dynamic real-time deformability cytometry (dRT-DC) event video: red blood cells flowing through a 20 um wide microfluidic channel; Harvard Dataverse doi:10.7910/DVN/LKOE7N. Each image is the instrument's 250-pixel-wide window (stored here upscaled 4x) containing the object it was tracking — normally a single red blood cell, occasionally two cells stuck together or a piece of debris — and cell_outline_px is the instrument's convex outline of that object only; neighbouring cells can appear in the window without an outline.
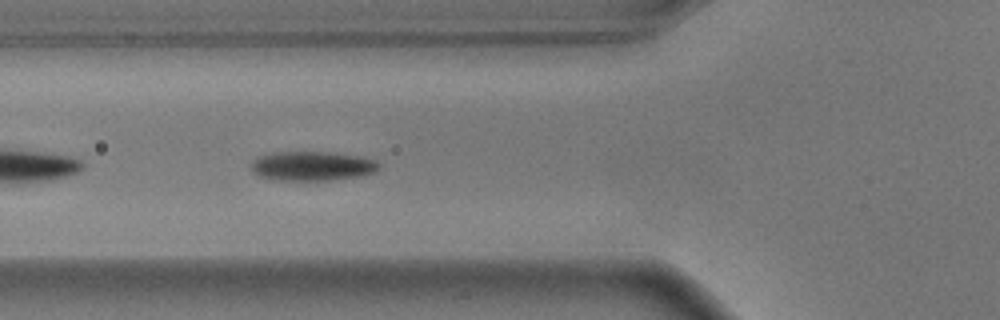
{"species": "common noctule bat (a hibernating species)", "species_latin": "Nyctalus noctula", "temperature_condition": "warm", "stored_images_in_passage": 32, "camera_frame_rate_fps": 3000, "um_per_image_px": 0.085, "animal": {"sex": "male", "body_mass_g": 17.9}, "frame": {"image": 1, "passage_image": 5, "time_ms": 1.333, "image_size_px": [1000, 320], "cell_outline_px": [[380, 168], [376, 172], [360, 176], [332, 180], [276, 180], [260, 176], [252, 172], [252, 160], [256, 156], [272, 152], [328, 152], [360, 156], [376, 160], [380, 164]], "centroid_in_image_um": [26.54, 14.11], "position_along_channel_um": 99.3, "area_um2": 22.08}, "authors_computed_cell_mechanics": {"area_um2": 22.4553, "velocity_mm_per_s": 3.6039, "shape_relaxation_time_tau1_ms": 2.6689, "shape_relaxation_time_tau2_ms": null, "deformation_change_tau1": 0.158, "deformation_change_tau2": null}}